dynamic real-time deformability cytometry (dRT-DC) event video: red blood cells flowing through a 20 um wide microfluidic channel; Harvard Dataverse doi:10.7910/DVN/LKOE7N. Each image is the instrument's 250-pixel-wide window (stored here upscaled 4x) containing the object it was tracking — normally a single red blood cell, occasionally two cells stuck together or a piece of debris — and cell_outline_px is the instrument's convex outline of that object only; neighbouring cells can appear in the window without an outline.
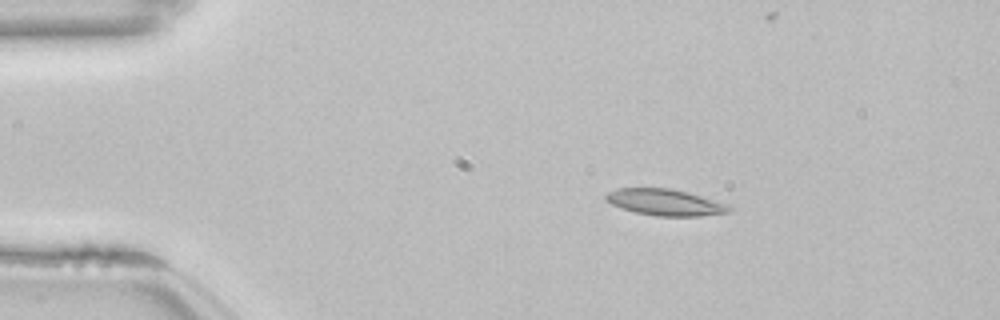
{"species": "common noctule bat (a hibernating species)", "species_latin": "Nyctalus noctula", "temperature_condition": "room temperature", "stored_images_in_passage": 46, "camera_frame_rate_fps": 3000, "um_per_image_px": 0.085, "animal": {"sex": "female", "body_mass_g": 22.7, "forearm_length_mm": 54.2}, "frame": {"image": 1, "passage_image": 1, "time_ms": 0.0, "image_size_px": [1000, 320], "cell_outline_px": [[732, 208], [728, 212], [700, 216], [656, 216], [636, 212], [620, 208], [604, 200], [604, 196], [608, 192], [616, 188], [672, 188], [688, 192], [728, 204]], "centroid_in_image_um": [56.5, 17.19], "position_along_channel_um": 28.5, "area_um2": 19.02}}
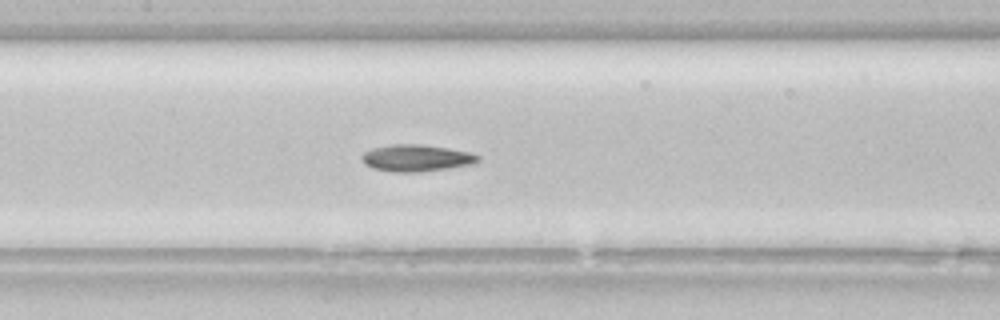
{"frame": {"image": 2, "passage_image": 17, "time_ms": 5.333, "image_size_px": [1000, 320], "cell_outline_px": [[480, 160], [472, 164], [448, 168], [420, 172], [392, 172], [372, 168], [364, 164], [360, 160], [360, 156], [364, 152], [372, 148], [392, 144], [420, 144], [448, 148], [468, 152], [480, 156]], "centroid_in_image_um": [35.34, 13.43], "position_along_channel_um": 172.1, "area_um2": 18.26}}
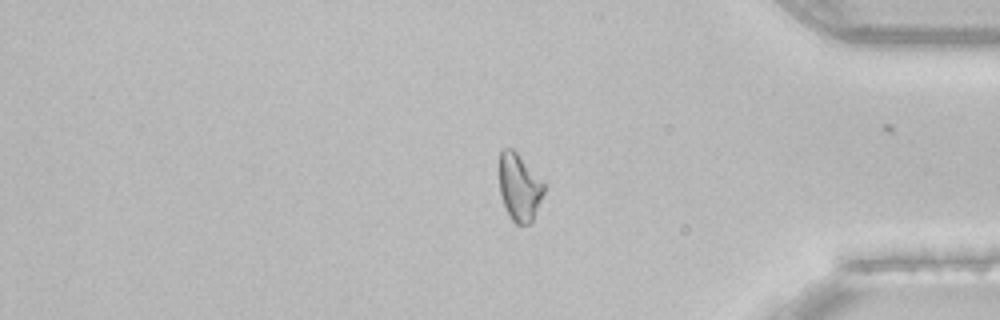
{"frame": {"image": 3, "passage_image": 36, "time_ms": 11.667, "image_size_px": [1000, 320], "cell_outline_px": [[548, 184], [532, 224], [516, 224], [512, 220], [504, 204], [500, 192], [500, 152], [504, 148], [512, 148]], "centroid_in_image_um": [44.21, 15.93], "position_along_channel_um": 391.0, "area_um2": 17.8}, "authors_computed_cell_mechanics": {"area_um2": 18.1492, "velocity_mm_per_s": 3.8357, "shape_relaxation_time_tau1_ms": null, "shape_relaxation_time_tau2_ms": 5.3487, "deformation_change_tau1": null, "deformation_change_tau2": 0.1192}}